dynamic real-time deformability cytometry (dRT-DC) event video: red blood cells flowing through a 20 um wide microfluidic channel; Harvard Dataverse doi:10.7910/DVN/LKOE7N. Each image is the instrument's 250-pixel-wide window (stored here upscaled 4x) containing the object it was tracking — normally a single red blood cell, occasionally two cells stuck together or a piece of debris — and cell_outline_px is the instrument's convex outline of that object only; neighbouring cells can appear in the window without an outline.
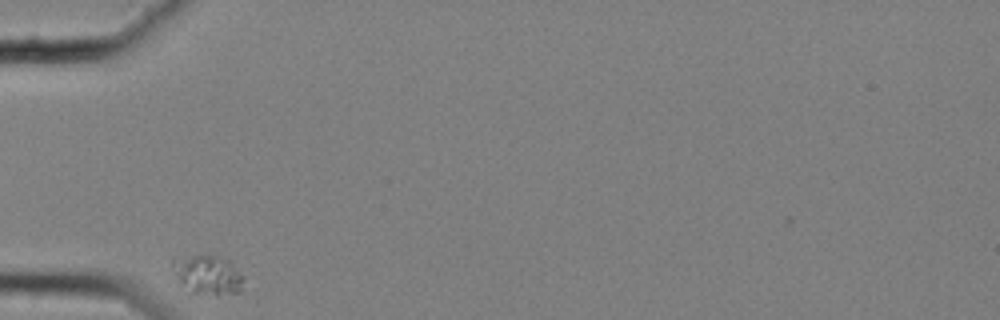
{"species": "common noctule bat (a hibernating species)", "species_latin": "Nyctalus noctula", "temperature_condition": "cold", "stored_images_in_passage": 34, "camera_frame_rate_fps": 3000, "um_per_image_px": 0.085, "animal": {"sex": "female", "body_mass_g": 25.1}, "frame": {"image": 1, "passage_image": 1, "time_ms": 0.0, "image_size_px": [1000, 320], "cell_outline_px": [[244, 280], [240, 292], [216, 296], [192, 292], [180, 280], [172, 264], [172, 260], [196, 256], [216, 256], [224, 260], [244, 276]], "centroid_in_image_um": [17.73, 23.41], "position_along_channel_um": 67.3, "area_um2": 15.37}}